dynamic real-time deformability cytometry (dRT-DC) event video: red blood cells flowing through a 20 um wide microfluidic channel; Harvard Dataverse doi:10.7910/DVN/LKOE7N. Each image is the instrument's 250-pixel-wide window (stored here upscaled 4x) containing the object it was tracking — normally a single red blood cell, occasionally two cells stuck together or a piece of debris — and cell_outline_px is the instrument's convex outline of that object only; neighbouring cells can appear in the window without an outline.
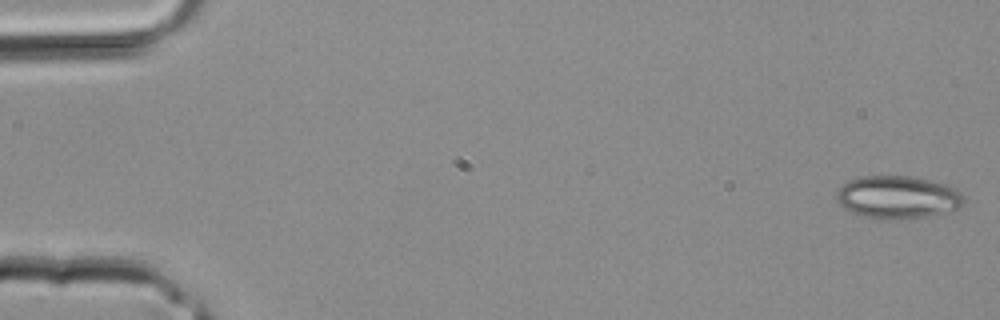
{"species": "common noctule bat (a hibernating species)", "species_latin": "Nyctalus noctula", "temperature_condition": "room temperature", "stored_images_in_passage": 2, "camera_frame_rate_fps": 3000, "um_per_image_px": 0.085, "animal": {"sex": "male", "body_mass_g": 20.4}, "frame": {"image": 1, "passage_image": 2, "time_ms": 0.333, "image_size_px": [1000, 320], "cell_outline_px": [[968, 196], [964, 204], [960, 208], [928, 216], [864, 216], [852, 212], [844, 208], [836, 200], [836, 192], [848, 180], [860, 176], [912, 176], [948, 184], [956, 188]], "centroid_in_image_um": [76.38, 16.7], "position_along_channel_um": 8.6, "area_um2": 31.21}}